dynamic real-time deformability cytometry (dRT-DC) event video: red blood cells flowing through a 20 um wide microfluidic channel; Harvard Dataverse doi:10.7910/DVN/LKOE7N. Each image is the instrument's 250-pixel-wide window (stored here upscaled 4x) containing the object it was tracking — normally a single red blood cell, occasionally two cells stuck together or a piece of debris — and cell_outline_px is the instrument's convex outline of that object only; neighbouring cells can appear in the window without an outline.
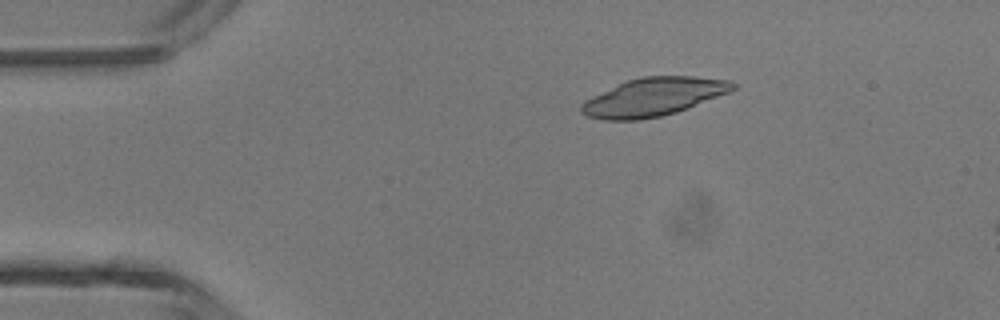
{"species": "common noctule bat (a hibernating species)", "species_latin": "Nyctalus noctula", "temperature_condition": "room temperature", "stored_images_in_passage": 46, "camera_frame_rate_fps": 3000, "um_per_image_px": 0.085, "animal": {"sex": "male", "body_mass_g": 13.3}, "frame": {"image": 1, "passage_image": 8, "time_ms": 2.333, "image_size_px": [1000, 320], "cell_outline_px": [[736, 88], [728, 92], [688, 108], [676, 112], [660, 116], [640, 120], [604, 120], [588, 116], [580, 112], [580, 104], [584, 100], [592, 96], [628, 80], [640, 76], [692, 76], [732, 80], [736, 84]], "centroid_in_image_um": [55.54, 8.24], "position_along_channel_um": 29.5, "area_um2": 33.58}}